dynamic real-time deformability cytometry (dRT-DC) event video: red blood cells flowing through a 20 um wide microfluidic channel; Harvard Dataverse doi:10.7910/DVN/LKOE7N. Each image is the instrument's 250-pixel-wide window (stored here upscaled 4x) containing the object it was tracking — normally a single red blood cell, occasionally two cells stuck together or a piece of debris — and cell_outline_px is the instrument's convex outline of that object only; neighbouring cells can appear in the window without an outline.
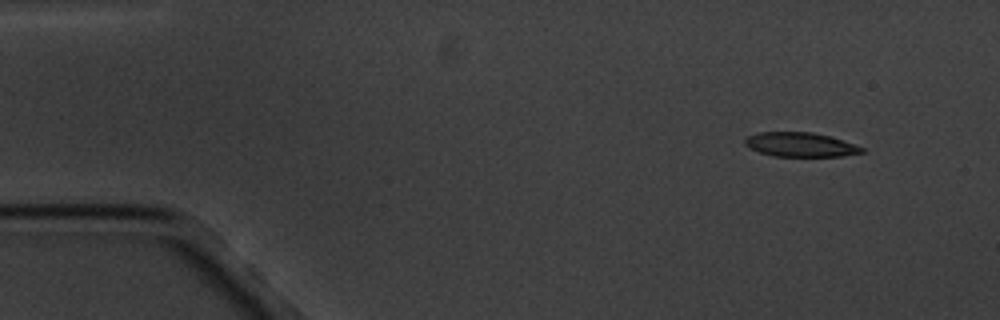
{"species": "common noctule bat (a hibernating species)", "species_latin": "Nyctalus noctula", "temperature_condition": "cold", "stored_images_in_passage": 4, "camera_frame_rate_fps": 3000, "um_per_image_px": 0.085, "animal": {"sex": "male", "body_mass_g": 20.1, "forearm_length_mm": 53.5}, "frame": {"image": 1, "passage_image": 1, "time_ms": 0.0, "image_size_px": [1000, 320], "cell_outline_px": [[864, 152], [840, 156], [772, 156], [748, 148], [744, 144], [744, 140], [748, 136], [756, 132], [812, 132], [828, 136], [864, 148]], "centroid_in_image_um": [67.95, 12.29], "position_along_channel_um": 17.0, "area_um2": 16.36}}
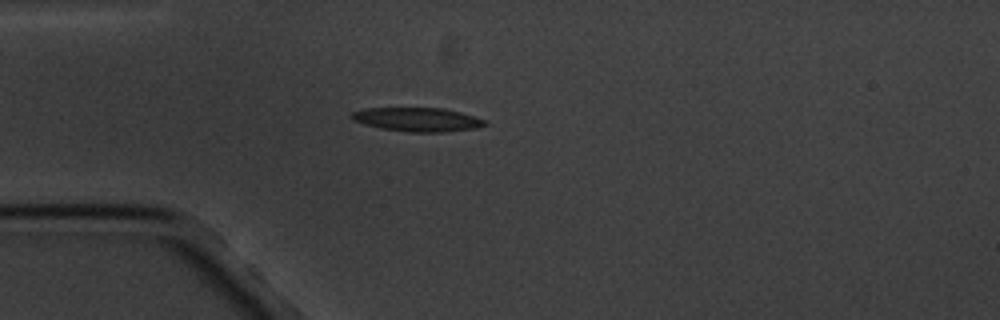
{"frame": {"image": 2, "passage_image": 4, "time_ms": 3.333, "image_size_px": [1000, 320], "cell_outline_px": [[488, 124], [476, 128], [444, 132], [412, 132], [380, 128], [364, 124], [352, 120], [348, 116], [352, 112], [364, 108], [444, 108], [460, 112], [484, 120]], "centroid_in_image_um": [35.43, 10.15], "position_along_channel_um": 49.6, "area_um2": 18.5}}